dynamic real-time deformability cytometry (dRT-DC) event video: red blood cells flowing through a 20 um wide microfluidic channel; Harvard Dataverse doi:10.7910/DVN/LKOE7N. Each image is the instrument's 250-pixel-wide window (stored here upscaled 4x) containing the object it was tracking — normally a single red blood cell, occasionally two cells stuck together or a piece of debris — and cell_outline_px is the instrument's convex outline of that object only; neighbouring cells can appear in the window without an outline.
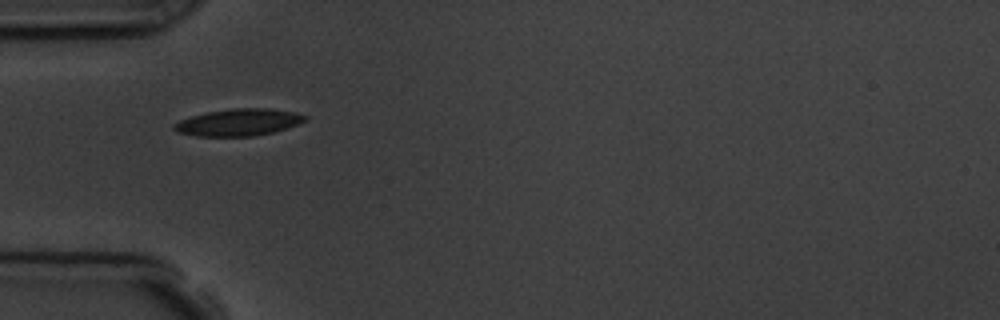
{"species": "common noctule bat (a hibernating species)", "species_latin": "Nyctalus noctula", "temperature_condition": "room temperature", "stored_images_in_passage": 4, "camera_frame_rate_fps": 3000, "um_per_image_px": 0.085, "animal": {"sex": "male", "body_mass_g": 19.5, "forearm_length_mm": 54.6}, "frame": {"image": 1, "passage_image": 1, "time_ms": 0.0, "image_size_px": [1000, 320], "cell_outline_px": [[308, 120], [272, 132], [252, 136], [196, 136], [176, 132], [172, 128], [172, 124], [180, 120], [204, 112], [232, 108], [268, 108], [296, 112], [308, 116]], "centroid_in_image_um": [20.24, 10.39], "position_along_channel_um": 64.8, "area_um2": 20.63}}